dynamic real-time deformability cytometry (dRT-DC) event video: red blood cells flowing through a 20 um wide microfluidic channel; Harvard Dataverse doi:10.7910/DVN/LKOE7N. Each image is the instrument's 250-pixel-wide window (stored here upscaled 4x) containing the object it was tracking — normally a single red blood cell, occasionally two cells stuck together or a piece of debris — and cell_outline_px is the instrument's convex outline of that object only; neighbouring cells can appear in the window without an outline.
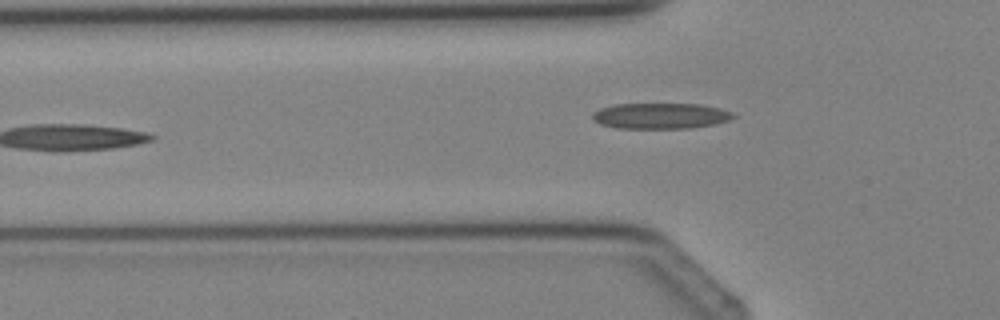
{"species": "Egyptian fruit bat (a non-hibernating species)", "species_latin": "Rousettus aegyptiacus", "temperature_condition": "cold", "stored_images_in_passage": 4, "camera_frame_rate_fps": 3000, "um_per_image_px": 0.085, "animal": {"sex": "female"}, "frame": {"image": 1, "passage_image": 4, "time_ms": 3.333, "image_size_px": [1000, 320], "cell_outline_px": [[736, 116], [728, 120], [716, 124], [688, 128], [616, 128], [600, 124], [592, 120], [592, 112], [600, 108], [616, 104], [700, 104], [720, 108], [732, 112]], "centroid_in_image_um": [56.12, 9.85], "position_along_channel_um": 69.7, "area_um2": 21.21}}